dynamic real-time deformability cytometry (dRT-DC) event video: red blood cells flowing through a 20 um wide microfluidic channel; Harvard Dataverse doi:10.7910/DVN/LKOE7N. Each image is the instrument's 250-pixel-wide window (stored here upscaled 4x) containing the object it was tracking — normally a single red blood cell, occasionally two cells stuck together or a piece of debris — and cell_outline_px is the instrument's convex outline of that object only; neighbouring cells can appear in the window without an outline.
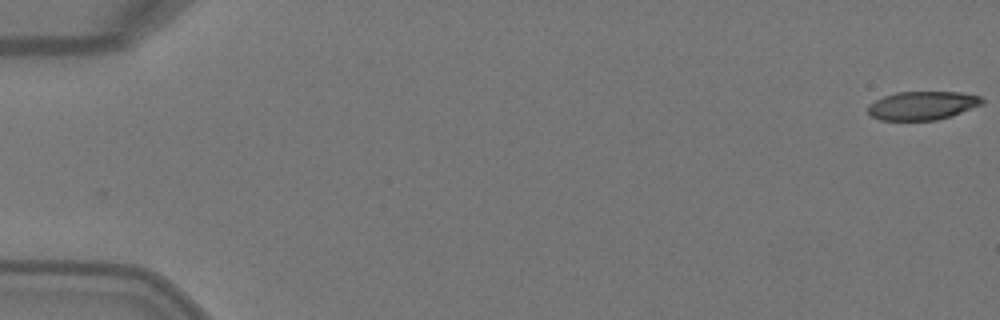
{"species": "Egyptian fruit bat (a non-hibernating species)", "species_latin": "Rousettus aegyptiacus", "temperature_condition": "warm", "stored_images_in_passage": 4, "camera_frame_rate_fps": 3000, "um_per_image_px": 0.085, "animal": {"sex": "female"}, "frame": {"image": 1, "passage_image": 1, "time_ms": 0.0, "image_size_px": [1000, 320], "cell_outline_px": [[984, 104], [952, 116], [936, 120], [880, 120], [872, 116], [868, 112], [868, 108], [876, 100], [884, 96], [896, 92], [960, 92], [980, 96], [984, 100]], "centroid_in_image_um": [78.46, 8.97], "position_along_channel_um": 6.5, "area_um2": 18.96}}
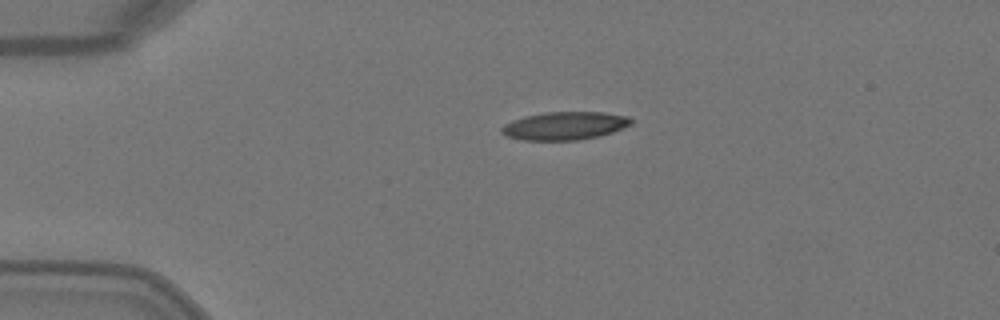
{"frame": {"image": 2, "passage_image": 4, "time_ms": 1.0, "image_size_px": [1000, 320], "cell_outline_px": [[632, 124], [612, 132], [600, 136], [576, 140], [520, 140], [504, 136], [500, 132], [500, 128], [504, 124], [512, 120], [524, 116], [544, 112], [604, 112], [628, 116], [632, 120]], "centroid_in_image_um": [47.95, 10.69], "position_along_channel_um": 37.0, "area_um2": 21.39}}